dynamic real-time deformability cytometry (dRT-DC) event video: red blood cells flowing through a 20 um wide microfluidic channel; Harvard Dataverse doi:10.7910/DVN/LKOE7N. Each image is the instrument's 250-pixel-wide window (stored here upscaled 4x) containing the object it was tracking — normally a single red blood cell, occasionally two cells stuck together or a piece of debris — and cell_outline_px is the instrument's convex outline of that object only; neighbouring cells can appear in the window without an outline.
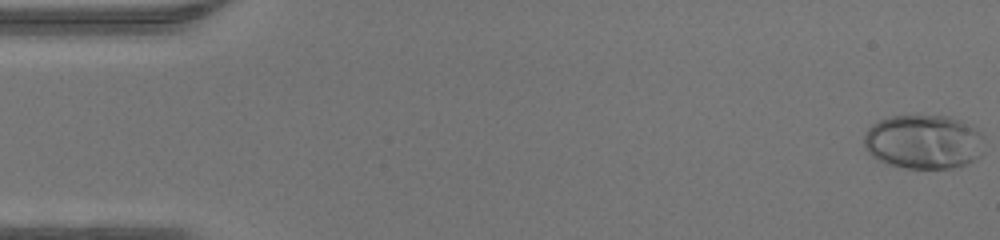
{"species": "human", "species_latin": "Homo sapiens", "temperature_condition": "warm", "stored_images_in_passage": 47, "camera_frame_rate_fps": 3000, "um_per_image_px": 0.085, "donor": {"sex": "male"}, "frame": {"image": 1, "passage_image": 1, "time_ms": 0.0, "image_size_px": [1000, 240], "cell_outline_px": [[984, 152], [980, 156], [964, 164], [952, 168], [904, 168], [888, 164], [876, 160], [864, 148], [864, 136], [868, 128], [872, 124], [880, 120], [892, 116], [948, 116], [960, 120], [980, 132]], "centroid_in_image_um": [78.47, 12.06], "position_along_channel_um": 6.5, "area_um2": 37.97}}
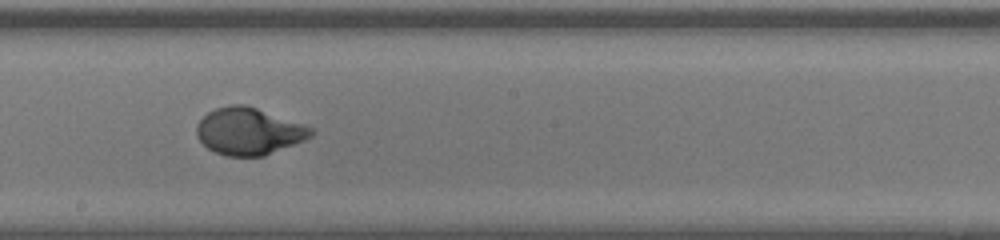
{"frame": {"image": 2, "passage_image": 26, "time_ms": 8.333, "image_size_px": [1000, 240], "cell_outline_px": [[316, 132], [312, 136], [304, 140], [264, 156], [228, 156], [216, 152], [208, 148], [196, 136], [196, 124], [208, 112], [216, 108], [232, 104], [244, 104], [256, 108], [312, 128]], "centroid_in_image_um": [21.12, 11.16], "position_along_channel_um": 227.1, "area_um2": 30.98}}
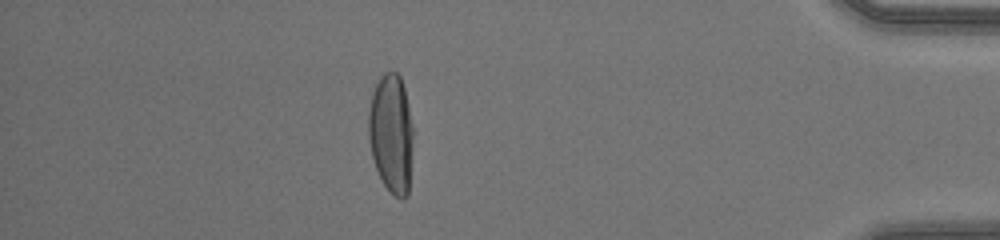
{"frame": {"image": 3, "passage_image": 41, "time_ms": 13.333, "image_size_px": [1000, 240], "cell_outline_px": [[412, 140], [408, 196], [404, 200], [400, 200], [384, 184], [376, 168], [372, 156], [368, 136], [368, 112], [372, 92], [380, 76], [384, 72], [396, 72], [400, 76], [404, 88], [408, 104], [412, 128]], "centroid_in_image_um": [33.24, 11.33], "position_along_channel_um": 402.0, "area_um2": 30.81}}